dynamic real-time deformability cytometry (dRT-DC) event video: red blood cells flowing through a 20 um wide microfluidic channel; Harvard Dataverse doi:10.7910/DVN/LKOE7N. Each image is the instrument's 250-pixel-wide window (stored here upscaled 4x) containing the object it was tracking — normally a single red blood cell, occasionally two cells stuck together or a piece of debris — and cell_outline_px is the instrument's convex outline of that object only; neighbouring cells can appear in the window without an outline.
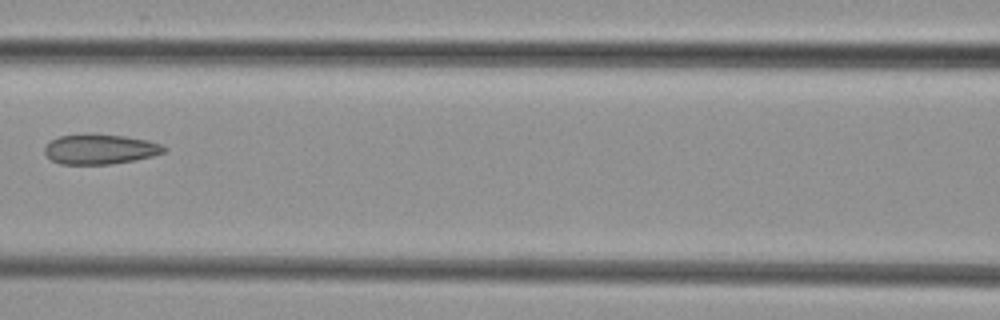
{"species": "common noctule bat (a hibernating species)", "species_latin": "Nyctalus noctula", "temperature_condition": "cold", "stored_images_in_passage": 5, "camera_frame_rate_fps": 3000, "um_per_image_px": 0.085, "animal": {"sex": "female", "body_mass_g": 29.2, "forearm_length_mm": 56.3}, "frame": {"image": 1, "passage_image": 4, "time_ms": 3.667, "image_size_px": [1000, 320], "cell_outline_px": [[168, 148], [164, 152], [152, 156], [136, 160], [108, 164], [60, 164], [52, 160], [44, 152], [44, 148], [52, 140], [60, 136], [84, 132], [92, 132], [124, 136], [148, 140], [160, 144]], "centroid_in_image_um": [8.5, 12.65], "position_along_channel_um": 158.1, "area_um2": 21.15}}
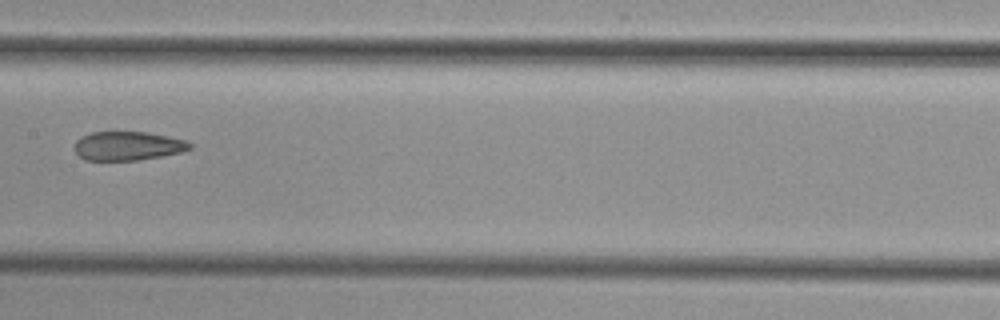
{"frame": {"image": 2, "passage_image": 5, "time_ms": 4.667, "image_size_px": [1000, 320], "cell_outline_px": [[192, 148], [180, 152], [160, 156], [136, 160], [84, 160], [76, 152], [76, 140], [80, 136], [92, 132], [148, 132], [188, 140], [192, 144]], "centroid_in_image_um": [10.88, 12.39], "position_along_channel_um": 196.5, "area_um2": 19.36}}